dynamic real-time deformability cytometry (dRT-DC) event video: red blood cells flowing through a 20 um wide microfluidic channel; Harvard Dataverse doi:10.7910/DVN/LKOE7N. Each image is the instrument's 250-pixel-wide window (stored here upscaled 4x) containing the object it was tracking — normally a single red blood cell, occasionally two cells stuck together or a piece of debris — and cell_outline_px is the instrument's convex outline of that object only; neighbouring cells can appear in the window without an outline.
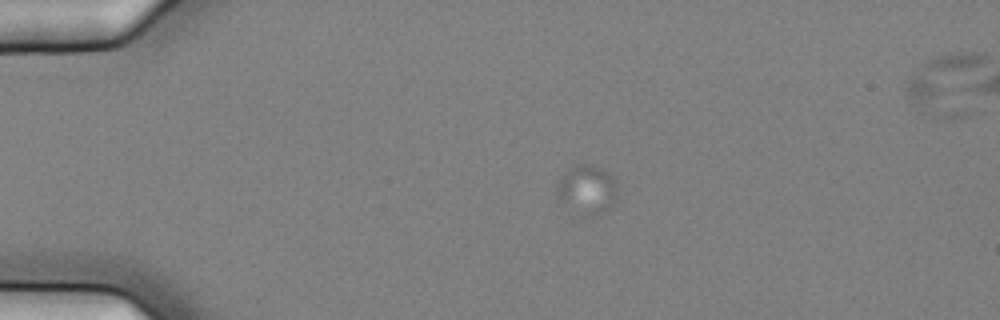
{"species": "common noctule bat (a hibernating species)", "species_latin": "Nyctalus noctula", "temperature_condition": "cold", "stored_images_in_passage": 5, "camera_frame_rate_fps": 3000, "um_per_image_px": 0.085, "animal": {"sex": "female", "body_mass_g": 25.1}, "frame": {"image": 1, "passage_image": 1, "time_ms": 0.0, "image_size_px": [1000, 320], "cell_outline_px": [[616, 200], [612, 208], [604, 212], [592, 216], [584, 216], [564, 200], [560, 196], [556, 188], [560, 180], [576, 164], [592, 164], [608, 172], [616, 180]], "centroid_in_image_um": [50.01, 16.11], "position_along_channel_um": 35.0, "area_um2": 16.65}}